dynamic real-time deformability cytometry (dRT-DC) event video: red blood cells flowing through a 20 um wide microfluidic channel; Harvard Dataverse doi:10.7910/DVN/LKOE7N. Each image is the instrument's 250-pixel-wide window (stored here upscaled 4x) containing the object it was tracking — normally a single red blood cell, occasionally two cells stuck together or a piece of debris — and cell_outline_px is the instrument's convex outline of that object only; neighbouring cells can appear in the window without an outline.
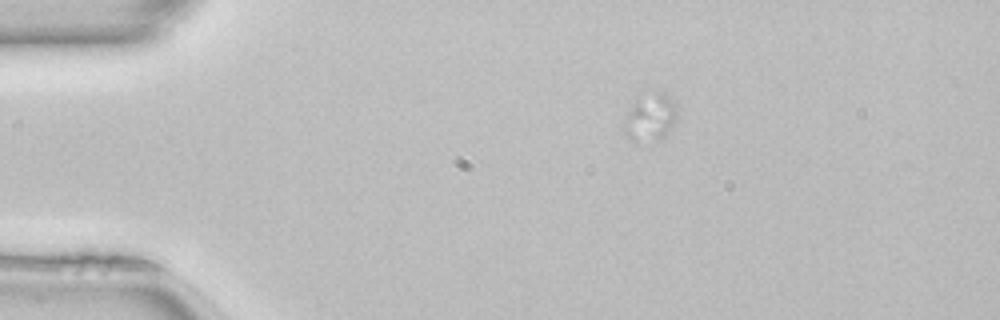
{"species": "common noctule bat (a hibernating species)", "species_latin": "Nyctalus noctula", "temperature_condition": "room temperature", "stored_images_in_passage": 52, "camera_frame_rate_fps": 3000, "um_per_image_px": 0.085, "animal": {"sex": "female", "body_mass_g": 22.7, "forearm_length_mm": 54.2}, "frame": {"image": 1, "passage_image": 11, "time_ms": 3.333, "image_size_px": [1000, 320], "cell_outline_px": [[676, 116], [664, 140], [636, 144], [624, 132], [624, 120], [632, 100], [656, 92], [664, 92], [676, 100]], "centroid_in_image_um": [55.27, 10.01], "position_along_channel_um": 29.7, "area_um2": 15.14}}